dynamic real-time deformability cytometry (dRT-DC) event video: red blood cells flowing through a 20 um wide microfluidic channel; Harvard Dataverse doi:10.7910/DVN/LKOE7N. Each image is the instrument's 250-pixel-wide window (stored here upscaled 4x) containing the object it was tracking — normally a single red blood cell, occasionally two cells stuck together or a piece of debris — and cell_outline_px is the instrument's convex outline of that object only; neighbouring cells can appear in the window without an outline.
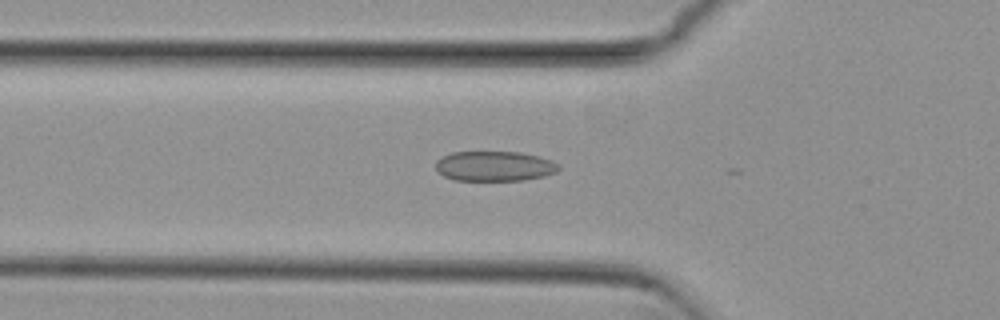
{"species": "common noctule bat (a hibernating species)", "species_latin": "Nyctalus noctula", "temperature_condition": "cold", "stored_images_in_passage": 21, "camera_frame_rate_fps": 3000, "um_per_image_px": 0.085, "animal": {"sex": "female", "body_mass_g": 29.2, "forearm_length_mm": 56.3}, "frame": {"image": 1, "passage_image": 17, "time_ms": 5.333, "image_size_px": [1000, 320], "cell_outline_px": [[560, 168], [556, 172], [544, 176], [520, 180], [456, 180], [444, 176], [436, 172], [436, 160], [452, 152], [520, 152], [552, 160], [560, 164]], "centroid_in_image_um": [42.03, 14.12], "position_along_channel_um": 83.8, "area_um2": 21.44}}
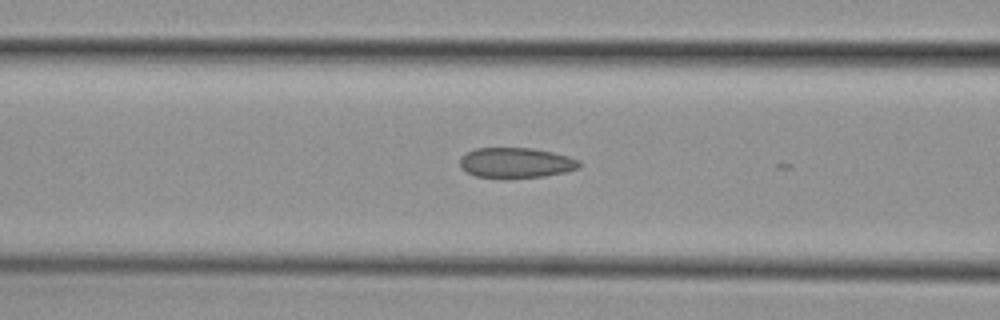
{"frame": {"image": 2, "passage_image": 20, "time_ms": 6.333, "image_size_px": [1000, 320], "cell_outline_px": [[580, 168], [564, 172], [544, 176], [508, 180], [504, 180], [476, 176], [460, 168], [460, 156], [476, 148], [532, 148], [552, 152], [568, 156], [580, 160]], "centroid_in_image_um": [43.84, 13.86], "position_along_channel_um": 122.8, "area_um2": 21.56}}